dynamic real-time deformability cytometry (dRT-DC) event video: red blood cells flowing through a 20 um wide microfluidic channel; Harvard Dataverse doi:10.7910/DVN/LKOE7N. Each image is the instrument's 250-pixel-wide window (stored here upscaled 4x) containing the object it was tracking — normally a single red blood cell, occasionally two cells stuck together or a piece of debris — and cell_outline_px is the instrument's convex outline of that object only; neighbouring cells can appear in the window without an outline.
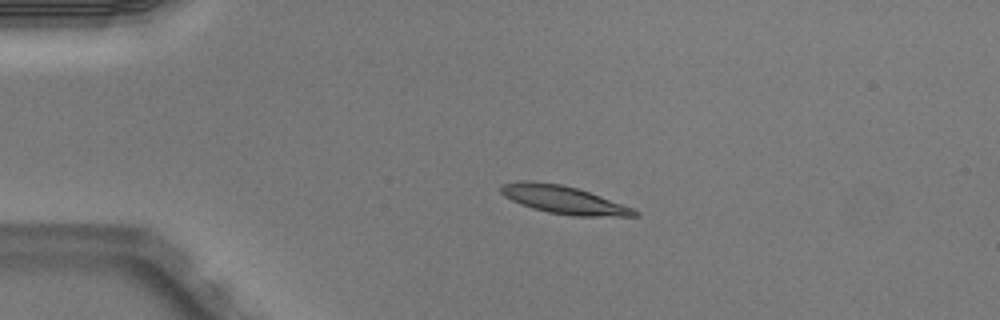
{"species": "Egyptian fruit bat (a non-hibernating species)", "species_latin": "Rousettus aegyptiacus", "temperature_condition": "warm", "stored_images_in_passage": 3, "camera_frame_rate_fps": 3000, "um_per_image_px": 0.085, "animal": {"sex": "male"}, "frame": {"image": 1, "passage_image": 2, "time_ms": 0.333, "image_size_px": [1000, 320], "cell_outline_px": [[640, 216], [572, 216], [548, 212], [532, 208], [520, 204], [504, 196], [500, 192], [500, 184], [516, 180], [532, 180], [560, 184], [576, 188], [600, 196], [632, 208], [640, 212]], "centroid_in_image_um": [47.84, 16.97], "position_along_channel_um": 37.2, "area_um2": 21.79}}